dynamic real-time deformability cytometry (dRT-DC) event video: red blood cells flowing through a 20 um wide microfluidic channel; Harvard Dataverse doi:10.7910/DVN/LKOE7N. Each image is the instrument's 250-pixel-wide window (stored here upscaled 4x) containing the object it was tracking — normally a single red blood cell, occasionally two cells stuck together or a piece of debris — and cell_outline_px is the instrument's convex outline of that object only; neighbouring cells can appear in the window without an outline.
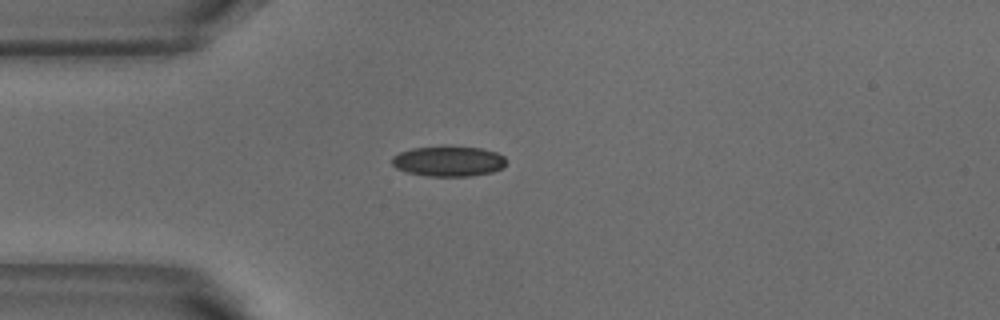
{"species": "common noctule bat (a hibernating species)", "species_latin": "Nyctalus noctula", "temperature_condition": "warm", "stored_images_in_passage": 2, "camera_frame_rate_fps": 3000, "um_per_image_px": 0.085, "animal": {"sex": "male", "body_mass_g": 18.8}, "frame": {"image": 1, "passage_image": 2, "time_ms": 0.333, "image_size_px": [1000, 320], "cell_outline_px": [[504, 164], [500, 168], [492, 172], [472, 176], [428, 176], [408, 172], [396, 168], [392, 164], [392, 156], [400, 152], [412, 148], [444, 144], [480, 148], [496, 152], [504, 156]], "centroid_in_image_um": [38.09, 13.67], "position_along_channel_um": 46.9, "area_um2": 20.52}}